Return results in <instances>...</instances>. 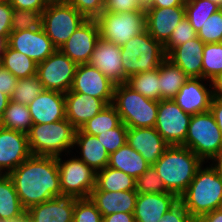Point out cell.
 <instances>
[{"label": "cell", "instance_id": "cell-29", "mask_svg": "<svg viewBox=\"0 0 222 222\" xmlns=\"http://www.w3.org/2000/svg\"><path fill=\"white\" fill-rule=\"evenodd\" d=\"M190 77L167 57L159 66V84L161 100L173 99Z\"/></svg>", "mask_w": 222, "mask_h": 222}, {"label": "cell", "instance_id": "cell-57", "mask_svg": "<svg viewBox=\"0 0 222 222\" xmlns=\"http://www.w3.org/2000/svg\"><path fill=\"white\" fill-rule=\"evenodd\" d=\"M9 102H10V97L0 91V118L2 117Z\"/></svg>", "mask_w": 222, "mask_h": 222}, {"label": "cell", "instance_id": "cell-47", "mask_svg": "<svg viewBox=\"0 0 222 222\" xmlns=\"http://www.w3.org/2000/svg\"><path fill=\"white\" fill-rule=\"evenodd\" d=\"M158 222H195L184 205L178 201L167 212L164 213Z\"/></svg>", "mask_w": 222, "mask_h": 222}, {"label": "cell", "instance_id": "cell-28", "mask_svg": "<svg viewBox=\"0 0 222 222\" xmlns=\"http://www.w3.org/2000/svg\"><path fill=\"white\" fill-rule=\"evenodd\" d=\"M108 166L137 179L150 167V164L126 142L109 155Z\"/></svg>", "mask_w": 222, "mask_h": 222}, {"label": "cell", "instance_id": "cell-30", "mask_svg": "<svg viewBox=\"0 0 222 222\" xmlns=\"http://www.w3.org/2000/svg\"><path fill=\"white\" fill-rule=\"evenodd\" d=\"M136 179L115 168L106 166L96 172V186L92 191L119 192L135 190Z\"/></svg>", "mask_w": 222, "mask_h": 222}, {"label": "cell", "instance_id": "cell-14", "mask_svg": "<svg viewBox=\"0 0 222 222\" xmlns=\"http://www.w3.org/2000/svg\"><path fill=\"white\" fill-rule=\"evenodd\" d=\"M7 45L30 57L36 63L44 61L57 50L43 27L11 32Z\"/></svg>", "mask_w": 222, "mask_h": 222}, {"label": "cell", "instance_id": "cell-54", "mask_svg": "<svg viewBox=\"0 0 222 222\" xmlns=\"http://www.w3.org/2000/svg\"><path fill=\"white\" fill-rule=\"evenodd\" d=\"M195 222H222V208L200 216Z\"/></svg>", "mask_w": 222, "mask_h": 222}, {"label": "cell", "instance_id": "cell-25", "mask_svg": "<svg viewBox=\"0 0 222 222\" xmlns=\"http://www.w3.org/2000/svg\"><path fill=\"white\" fill-rule=\"evenodd\" d=\"M205 43L193 38L184 44L174 47L166 57L179 66L189 77L202 78V53Z\"/></svg>", "mask_w": 222, "mask_h": 222}, {"label": "cell", "instance_id": "cell-61", "mask_svg": "<svg viewBox=\"0 0 222 222\" xmlns=\"http://www.w3.org/2000/svg\"><path fill=\"white\" fill-rule=\"evenodd\" d=\"M143 5L146 7L152 0H140Z\"/></svg>", "mask_w": 222, "mask_h": 222}, {"label": "cell", "instance_id": "cell-4", "mask_svg": "<svg viewBox=\"0 0 222 222\" xmlns=\"http://www.w3.org/2000/svg\"><path fill=\"white\" fill-rule=\"evenodd\" d=\"M76 130L67 119L33 124L27 133L31 154L58 157L66 152L70 155V149L74 148Z\"/></svg>", "mask_w": 222, "mask_h": 222}, {"label": "cell", "instance_id": "cell-55", "mask_svg": "<svg viewBox=\"0 0 222 222\" xmlns=\"http://www.w3.org/2000/svg\"><path fill=\"white\" fill-rule=\"evenodd\" d=\"M213 97L222 99V73L212 80Z\"/></svg>", "mask_w": 222, "mask_h": 222}, {"label": "cell", "instance_id": "cell-59", "mask_svg": "<svg viewBox=\"0 0 222 222\" xmlns=\"http://www.w3.org/2000/svg\"><path fill=\"white\" fill-rule=\"evenodd\" d=\"M27 216H28L27 213H25L21 217H17V218L11 219V220H0V222H22Z\"/></svg>", "mask_w": 222, "mask_h": 222}, {"label": "cell", "instance_id": "cell-23", "mask_svg": "<svg viewBox=\"0 0 222 222\" xmlns=\"http://www.w3.org/2000/svg\"><path fill=\"white\" fill-rule=\"evenodd\" d=\"M178 201L171 192L138 194L133 213L135 222H158Z\"/></svg>", "mask_w": 222, "mask_h": 222}, {"label": "cell", "instance_id": "cell-27", "mask_svg": "<svg viewBox=\"0 0 222 222\" xmlns=\"http://www.w3.org/2000/svg\"><path fill=\"white\" fill-rule=\"evenodd\" d=\"M80 150V157L85 164L94 171L104 169L109 164V153L96 136L84 133L81 129L76 130L74 147Z\"/></svg>", "mask_w": 222, "mask_h": 222}, {"label": "cell", "instance_id": "cell-1", "mask_svg": "<svg viewBox=\"0 0 222 222\" xmlns=\"http://www.w3.org/2000/svg\"><path fill=\"white\" fill-rule=\"evenodd\" d=\"M8 175L25 210L62 196L56 157L31 155Z\"/></svg>", "mask_w": 222, "mask_h": 222}, {"label": "cell", "instance_id": "cell-44", "mask_svg": "<svg viewBox=\"0 0 222 222\" xmlns=\"http://www.w3.org/2000/svg\"><path fill=\"white\" fill-rule=\"evenodd\" d=\"M196 37L197 32L194 30L189 20L185 16L172 31L169 40L163 45L165 54L167 55L174 47L184 44Z\"/></svg>", "mask_w": 222, "mask_h": 222}, {"label": "cell", "instance_id": "cell-9", "mask_svg": "<svg viewBox=\"0 0 222 222\" xmlns=\"http://www.w3.org/2000/svg\"><path fill=\"white\" fill-rule=\"evenodd\" d=\"M100 38L118 46L124 45L146 29L145 11L102 12L97 17Z\"/></svg>", "mask_w": 222, "mask_h": 222}, {"label": "cell", "instance_id": "cell-8", "mask_svg": "<svg viewBox=\"0 0 222 222\" xmlns=\"http://www.w3.org/2000/svg\"><path fill=\"white\" fill-rule=\"evenodd\" d=\"M87 19L66 0L50 1L43 11L42 27L59 49Z\"/></svg>", "mask_w": 222, "mask_h": 222}, {"label": "cell", "instance_id": "cell-10", "mask_svg": "<svg viewBox=\"0 0 222 222\" xmlns=\"http://www.w3.org/2000/svg\"><path fill=\"white\" fill-rule=\"evenodd\" d=\"M57 158L62 196L88 198L96 186V171L76 156L68 160Z\"/></svg>", "mask_w": 222, "mask_h": 222}, {"label": "cell", "instance_id": "cell-19", "mask_svg": "<svg viewBox=\"0 0 222 222\" xmlns=\"http://www.w3.org/2000/svg\"><path fill=\"white\" fill-rule=\"evenodd\" d=\"M146 29L148 33L164 45L172 31L185 17V6L164 8H145Z\"/></svg>", "mask_w": 222, "mask_h": 222}, {"label": "cell", "instance_id": "cell-53", "mask_svg": "<svg viewBox=\"0 0 222 222\" xmlns=\"http://www.w3.org/2000/svg\"><path fill=\"white\" fill-rule=\"evenodd\" d=\"M185 6V0H152L145 8Z\"/></svg>", "mask_w": 222, "mask_h": 222}, {"label": "cell", "instance_id": "cell-3", "mask_svg": "<svg viewBox=\"0 0 222 222\" xmlns=\"http://www.w3.org/2000/svg\"><path fill=\"white\" fill-rule=\"evenodd\" d=\"M203 161L189 148L169 146L152 165L166 189L178 198L186 191Z\"/></svg>", "mask_w": 222, "mask_h": 222}, {"label": "cell", "instance_id": "cell-36", "mask_svg": "<svg viewBox=\"0 0 222 222\" xmlns=\"http://www.w3.org/2000/svg\"><path fill=\"white\" fill-rule=\"evenodd\" d=\"M221 7L211 0H185V16L196 32Z\"/></svg>", "mask_w": 222, "mask_h": 222}, {"label": "cell", "instance_id": "cell-63", "mask_svg": "<svg viewBox=\"0 0 222 222\" xmlns=\"http://www.w3.org/2000/svg\"><path fill=\"white\" fill-rule=\"evenodd\" d=\"M2 121H1V118H0V130L2 129Z\"/></svg>", "mask_w": 222, "mask_h": 222}, {"label": "cell", "instance_id": "cell-12", "mask_svg": "<svg viewBox=\"0 0 222 222\" xmlns=\"http://www.w3.org/2000/svg\"><path fill=\"white\" fill-rule=\"evenodd\" d=\"M191 117L173 99L160 100L154 128L170 146L182 145Z\"/></svg>", "mask_w": 222, "mask_h": 222}, {"label": "cell", "instance_id": "cell-17", "mask_svg": "<svg viewBox=\"0 0 222 222\" xmlns=\"http://www.w3.org/2000/svg\"><path fill=\"white\" fill-rule=\"evenodd\" d=\"M207 79L190 77L182 85L173 100L186 113L196 115L210 111L213 99V85L204 84ZM206 85L208 86L206 87Z\"/></svg>", "mask_w": 222, "mask_h": 222}, {"label": "cell", "instance_id": "cell-40", "mask_svg": "<svg viewBox=\"0 0 222 222\" xmlns=\"http://www.w3.org/2000/svg\"><path fill=\"white\" fill-rule=\"evenodd\" d=\"M135 190L138 194L169 192L152 165L136 179Z\"/></svg>", "mask_w": 222, "mask_h": 222}, {"label": "cell", "instance_id": "cell-32", "mask_svg": "<svg viewBox=\"0 0 222 222\" xmlns=\"http://www.w3.org/2000/svg\"><path fill=\"white\" fill-rule=\"evenodd\" d=\"M1 63L2 68L11 72L17 79L28 78L37 74L38 63L8 45L4 50Z\"/></svg>", "mask_w": 222, "mask_h": 222}, {"label": "cell", "instance_id": "cell-60", "mask_svg": "<svg viewBox=\"0 0 222 222\" xmlns=\"http://www.w3.org/2000/svg\"><path fill=\"white\" fill-rule=\"evenodd\" d=\"M222 8V0H211Z\"/></svg>", "mask_w": 222, "mask_h": 222}, {"label": "cell", "instance_id": "cell-13", "mask_svg": "<svg viewBox=\"0 0 222 222\" xmlns=\"http://www.w3.org/2000/svg\"><path fill=\"white\" fill-rule=\"evenodd\" d=\"M114 88L112 81L88 63L77 66L70 90L96 97L110 105L113 102Z\"/></svg>", "mask_w": 222, "mask_h": 222}, {"label": "cell", "instance_id": "cell-26", "mask_svg": "<svg viewBox=\"0 0 222 222\" xmlns=\"http://www.w3.org/2000/svg\"><path fill=\"white\" fill-rule=\"evenodd\" d=\"M137 197L136 190L92 191L90 194V199L95 203L102 216L119 212L134 213Z\"/></svg>", "mask_w": 222, "mask_h": 222}, {"label": "cell", "instance_id": "cell-37", "mask_svg": "<svg viewBox=\"0 0 222 222\" xmlns=\"http://www.w3.org/2000/svg\"><path fill=\"white\" fill-rule=\"evenodd\" d=\"M222 73L221 43H205L202 53V78L212 81Z\"/></svg>", "mask_w": 222, "mask_h": 222}, {"label": "cell", "instance_id": "cell-22", "mask_svg": "<svg viewBox=\"0 0 222 222\" xmlns=\"http://www.w3.org/2000/svg\"><path fill=\"white\" fill-rule=\"evenodd\" d=\"M107 105L104 100L84 93H77L71 90L65 93L66 119L76 129H81L88 120L92 119Z\"/></svg>", "mask_w": 222, "mask_h": 222}, {"label": "cell", "instance_id": "cell-42", "mask_svg": "<svg viewBox=\"0 0 222 222\" xmlns=\"http://www.w3.org/2000/svg\"><path fill=\"white\" fill-rule=\"evenodd\" d=\"M127 131L128 127L122 122L118 127L102 132L96 137L105 147L106 151L111 154L126 143Z\"/></svg>", "mask_w": 222, "mask_h": 222}, {"label": "cell", "instance_id": "cell-52", "mask_svg": "<svg viewBox=\"0 0 222 222\" xmlns=\"http://www.w3.org/2000/svg\"><path fill=\"white\" fill-rule=\"evenodd\" d=\"M102 217V222H135L133 213L119 212Z\"/></svg>", "mask_w": 222, "mask_h": 222}, {"label": "cell", "instance_id": "cell-2", "mask_svg": "<svg viewBox=\"0 0 222 222\" xmlns=\"http://www.w3.org/2000/svg\"><path fill=\"white\" fill-rule=\"evenodd\" d=\"M197 169L195 177L179 201L194 220L222 208V175L211 165Z\"/></svg>", "mask_w": 222, "mask_h": 222}, {"label": "cell", "instance_id": "cell-24", "mask_svg": "<svg viewBox=\"0 0 222 222\" xmlns=\"http://www.w3.org/2000/svg\"><path fill=\"white\" fill-rule=\"evenodd\" d=\"M74 197H55L26 210L33 222H73Z\"/></svg>", "mask_w": 222, "mask_h": 222}, {"label": "cell", "instance_id": "cell-62", "mask_svg": "<svg viewBox=\"0 0 222 222\" xmlns=\"http://www.w3.org/2000/svg\"><path fill=\"white\" fill-rule=\"evenodd\" d=\"M22 222H33L30 217H26Z\"/></svg>", "mask_w": 222, "mask_h": 222}, {"label": "cell", "instance_id": "cell-43", "mask_svg": "<svg viewBox=\"0 0 222 222\" xmlns=\"http://www.w3.org/2000/svg\"><path fill=\"white\" fill-rule=\"evenodd\" d=\"M102 220V214L90 197L76 198L73 222H102Z\"/></svg>", "mask_w": 222, "mask_h": 222}, {"label": "cell", "instance_id": "cell-48", "mask_svg": "<svg viewBox=\"0 0 222 222\" xmlns=\"http://www.w3.org/2000/svg\"><path fill=\"white\" fill-rule=\"evenodd\" d=\"M13 7L9 4L8 0L0 3V36H3L6 40L9 37L11 31V17Z\"/></svg>", "mask_w": 222, "mask_h": 222}, {"label": "cell", "instance_id": "cell-46", "mask_svg": "<svg viewBox=\"0 0 222 222\" xmlns=\"http://www.w3.org/2000/svg\"><path fill=\"white\" fill-rule=\"evenodd\" d=\"M131 11H145L140 0H105L103 12L126 13Z\"/></svg>", "mask_w": 222, "mask_h": 222}, {"label": "cell", "instance_id": "cell-58", "mask_svg": "<svg viewBox=\"0 0 222 222\" xmlns=\"http://www.w3.org/2000/svg\"><path fill=\"white\" fill-rule=\"evenodd\" d=\"M6 46L7 40L3 36H0V60H2Z\"/></svg>", "mask_w": 222, "mask_h": 222}, {"label": "cell", "instance_id": "cell-38", "mask_svg": "<svg viewBox=\"0 0 222 222\" xmlns=\"http://www.w3.org/2000/svg\"><path fill=\"white\" fill-rule=\"evenodd\" d=\"M44 90L37 75L18 79L10 100L28 106Z\"/></svg>", "mask_w": 222, "mask_h": 222}, {"label": "cell", "instance_id": "cell-7", "mask_svg": "<svg viewBox=\"0 0 222 222\" xmlns=\"http://www.w3.org/2000/svg\"><path fill=\"white\" fill-rule=\"evenodd\" d=\"M181 146L191 149L206 163L218 154L222 148V134L210 111L192 115Z\"/></svg>", "mask_w": 222, "mask_h": 222}, {"label": "cell", "instance_id": "cell-51", "mask_svg": "<svg viewBox=\"0 0 222 222\" xmlns=\"http://www.w3.org/2000/svg\"><path fill=\"white\" fill-rule=\"evenodd\" d=\"M210 112L213 114L215 121L222 134V99L213 97Z\"/></svg>", "mask_w": 222, "mask_h": 222}, {"label": "cell", "instance_id": "cell-35", "mask_svg": "<svg viewBox=\"0 0 222 222\" xmlns=\"http://www.w3.org/2000/svg\"><path fill=\"white\" fill-rule=\"evenodd\" d=\"M121 123L122 121L116 108L110 104L92 119L88 120L81 127V130L89 135L97 136L102 132L118 127Z\"/></svg>", "mask_w": 222, "mask_h": 222}, {"label": "cell", "instance_id": "cell-16", "mask_svg": "<svg viewBox=\"0 0 222 222\" xmlns=\"http://www.w3.org/2000/svg\"><path fill=\"white\" fill-rule=\"evenodd\" d=\"M31 155L26 133L0 130V174L8 175Z\"/></svg>", "mask_w": 222, "mask_h": 222}, {"label": "cell", "instance_id": "cell-18", "mask_svg": "<svg viewBox=\"0 0 222 222\" xmlns=\"http://www.w3.org/2000/svg\"><path fill=\"white\" fill-rule=\"evenodd\" d=\"M121 61V46L99 38L89 64L100 70L115 85H118L125 84L128 80Z\"/></svg>", "mask_w": 222, "mask_h": 222}, {"label": "cell", "instance_id": "cell-6", "mask_svg": "<svg viewBox=\"0 0 222 222\" xmlns=\"http://www.w3.org/2000/svg\"><path fill=\"white\" fill-rule=\"evenodd\" d=\"M124 74L129 78L140 72L158 69L166 58L163 45L145 29L121 46Z\"/></svg>", "mask_w": 222, "mask_h": 222}, {"label": "cell", "instance_id": "cell-20", "mask_svg": "<svg viewBox=\"0 0 222 222\" xmlns=\"http://www.w3.org/2000/svg\"><path fill=\"white\" fill-rule=\"evenodd\" d=\"M33 124L54 123L66 119L65 94L43 90L28 105Z\"/></svg>", "mask_w": 222, "mask_h": 222}, {"label": "cell", "instance_id": "cell-33", "mask_svg": "<svg viewBox=\"0 0 222 222\" xmlns=\"http://www.w3.org/2000/svg\"><path fill=\"white\" fill-rule=\"evenodd\" d=\"M2 127L28 133L33 125L28 106L10 100L2 117Z\"/></svg>", "mask_w": 222, "mask_h": 222}, {"label": "cell", "instance_id": "cell-45", "mask_svg": "<svg viewBox=\"0 0 222 222\" xmlns=\"http://www.w3.org/2000/svg\"><path fill=\"white\" fill-rule=\"evenodd\" d=\"M86 19H96L104 11L105 0H66Z\"/></svg>", "mask_w": 222, "mask_h": 222}, {"label": "cell", "instance_id": "cell-56", "mask_svg": "<svg viewBox=\"0 0 222 222\" xmlns=\"http://www.w3.org/2000/svg\"><path fill=\"white\" fill-rule=\"evenodd\" d=\"M210 162H212L211 165L222 175V148Z\"/></svg>", "mask_w": 222, "mask_h": 222}, {"label": "cell", "instance_id": "cell-50", "mask_svg": "<svg viewBox=\"0 0 222 222\" xmlns=\"http://www.w3.org/2000/svg\"><path fill=\"white\" fill-rule=\"evenodd\" d=\"M18 79L8 70L0 68V91L9 97L14 91Z\"/></svg>", "mask_w": 222, "mask_h": 222}, {"label": "cell", "instance_id": "cell-5", "mask_svg": "<svg viewBox=\"0 0 222 222\" xmlns=\"http://www.w3.org/2000/svg\"><path fill=\"white\" fill-rule=\"evenodd\" d=\"M112 105L128 128L155 126L158 101L147 99L126 83L115 85Z\"/></svg>", "mask_w": 222, "mask_h": 222}, {"label": "cell", "instance_id": "cell-41", "mask_svg": "<svg viewBox=\"0 0 222 222\" xmlns=\"http://www.w3.org/2000/svg\"><path fill=\"white\" fill-rule=\"evenodd\" d=\"M204 43H220L222 39V8L212 14L197 32Z\"/></svg>", "mask_w": 222, "mask_h": 222}, {"label": "cell", "instance_id": "cell-39", "mask_svg": "<svg viewBox=\"0 0 222 222\" xmlns=\"http://www.w3.org/2000/svg\"><path fill=\"white\" fill-rule=\"evenodd\" d=\"M43 11L19 10L13 8L11 31L36 29L42 27Z\"/></svg>", "mask_w": 222, "mask_h": 222}, {"label": "cell", "instance_id": "cell-49", "mask_svg": "<svg viewBox=\"0 0 222 222\" xmlns=\"http://www.w3.org/2000/svg\"><path fill=\"white\" fill-rule=\"evenodd\" d=\"M8 2L15 9L44 11L50 0H8Z\"/></svg>", "mask_w": 222, "mask_h": 222}, {"label": "cell", "instance_id": "cell-34", "mask_svg": "<svg viewBox=\"0 0 222 222\" xmlns=\"http://www.w3.org/2000/svg\"><path fill=\"white\" fill-rule=\"evenodd\" d=\"M126 84L150 100L160 101L159 68L131 75Z\"/></svg>", "mask_w": 222, "mask_h": 222}, {"label": "cell", "instance_id": "cell-21", "mask_svg": "<svg viewBox=\"0 0 222 222\" xmlns=\"http://www.w3.org/2000/svg\"><path fill=\"white\" fill-rule=\"evenodd\" d=\"M126 142L150 165L170 146L154 127L128 128Z\"/></svg>", "mask_w": 222, "mask_h": 222}, {"label": "cell", "instance_id": "cell-15", "mask_svg": "<svg viewBox=\"0 0 222 222\" xmlns=\"http://www.w3.org/2000/svg\"><path fill=\"white\" fill-rule=\"evenodd\" d=\"M99 38L96 20L87 19L59 49L77 65L88 64Z\"/></svg>", "mask_w": 222, "mask_h": 222}, {"label": "cell", "instance_id": "cell-11", "mask_svg": "<svg viewBox=\"0 0 222 222\" xmlns=\"http://www.w3.org/2000/svg\"><path fill=\"white\" fill-rule=\"evenodd\" d=\"M77 64L60 49L37 64V76L44 90L67 93L72 86Z\"/></svg>", "mask_w": 222, "mask_h": 222}, {"label": "cell", "instance_id": "cell-31", "mask_svg": "<svg viewBox=\"0 0 222 222\" xmlns=\"http://www.w3.org/2000/svg\"><path fill=\"white\" fill-rule=\"evenodd\" d=\"M26 213L12 179L9 175H0V220H11Z\"/></svg>", "mask_w": 222, "mask_h": 222}]
</instances>
